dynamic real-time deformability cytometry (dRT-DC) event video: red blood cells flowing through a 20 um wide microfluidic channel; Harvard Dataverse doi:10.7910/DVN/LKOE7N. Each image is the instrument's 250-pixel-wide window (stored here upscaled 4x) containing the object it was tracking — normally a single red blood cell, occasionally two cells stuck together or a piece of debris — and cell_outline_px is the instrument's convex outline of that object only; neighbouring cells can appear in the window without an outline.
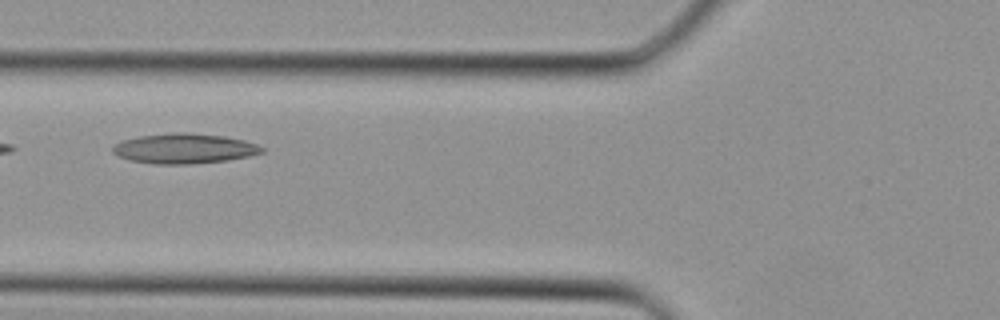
{"species": "Egyptian fruit bat (a non-hibernating species)", "species_latin": "Rousettus aegyptiacus", "temperature_condition": "cold", "stored_images_in_passage": 36, "camera_frame_rate_fps": 3000, "um_per_image_px": 0.085, "animal": {"sex": "female"}, "frame": {"image": 1, "passage_image": 14, "time_ms": 4.333, "image_size_px": [1000, 320], "cell_outline_px": [[264, 152], [248, 156], [228, 160], [192, 164], [152, 164], [132, 160], [116, 156], [112, 152], [112, 148], [116, 144], [124, 140], [140, 136], [172, 132], [192, 132], [224, 136], [244, 140], [256, 144], [264, 148]], "centroid_in_image_um": [15.67, 12.62], "position_along_channel_um": 110.1, "area_um2": 26.18}}
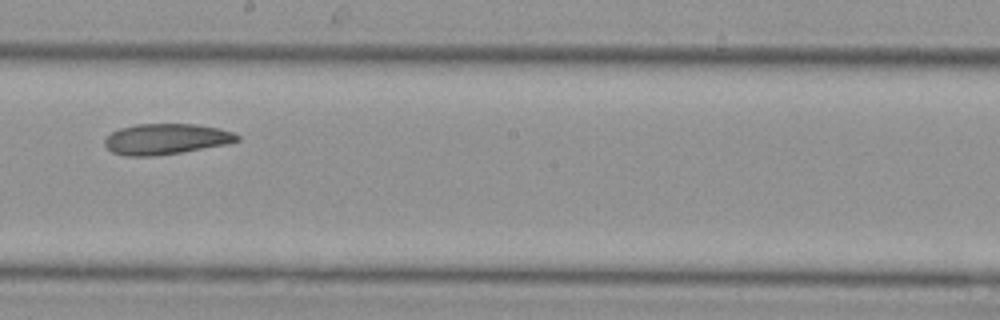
{"frame": {"image": 2, "passage_image": 21, "time_ms": 6.667, "image_size_px": [1000, 320], "cell_outline_px": [[240, 140], [224, 144], [180, 152], [152, 156], [124, 156], [112, 152], [104, 144], [104, 140], [112, 132], [120, 128], [136, 124], [192, 124], [220, 128], [232, 132], [240, 136]], "centroid_in_image_um": [14.08, 11.81], "position_along_channel_um": 234.1, "area_um2": 23.47}}
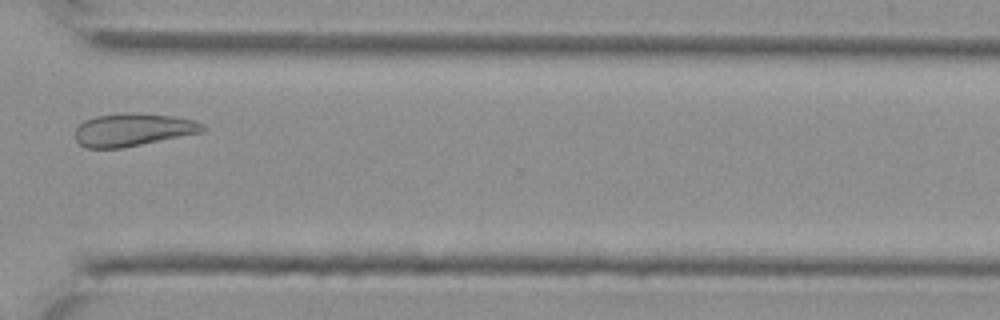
{"frame": {"image": 3, "passage_image": 28, "time_ms": 9.0, "image_size_px": [1000, 320], "cell_outline_px": [[208, 128], [204, 132], [120, 148], [84, 148], [76, 140], [76, 128], [84, 120], [96, 116], [128, 112], [132, 112], [176, 116], [196, 120], [204, 124]], "centroid_in_image_um": [11.35, 11.01], "position_along_channel_um": 359.2, "area_um2": 24.57}}